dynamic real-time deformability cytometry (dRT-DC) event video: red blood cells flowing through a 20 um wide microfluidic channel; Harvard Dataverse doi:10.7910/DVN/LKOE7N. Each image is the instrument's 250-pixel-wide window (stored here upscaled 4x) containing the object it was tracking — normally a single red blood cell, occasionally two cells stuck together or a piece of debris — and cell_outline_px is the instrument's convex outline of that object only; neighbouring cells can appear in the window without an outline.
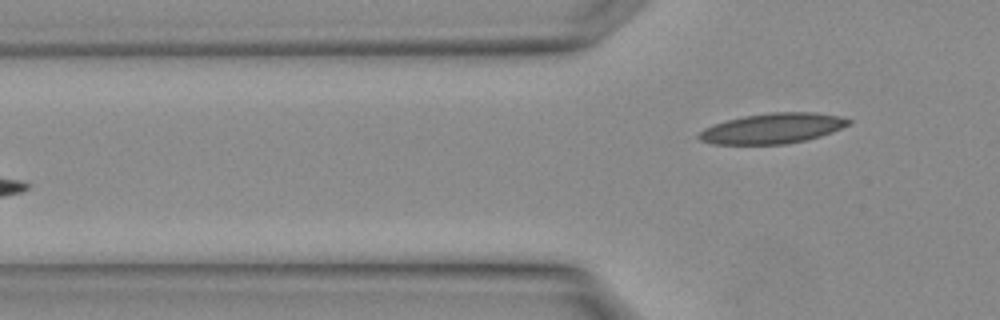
{"species": "Egyptian fruit bat (a non-hibernating species)", "species_latin": "Rousettus aegyptiacus", "temperature_condition": "warm", "stored_images_in_passage": 2, "camera_frame_rate_fps": 3000, "um_per_image_px": 0.085, "animal": {"sex": "female"}, "frame": {"image": 1, "passage_image": 2, "time_ms": 0.333, "image_size_px": [1000, 320], "cell_outline_px": [[852, 120], [848, 124], [832, 132], [820, 136], [788, 144], [712, 144], [700, 140], [696, 136], [704, 128], [712, 124], [744, 116], [772, 112], [812, 112], [840, 116]], "centroid_in_image_um": [65.64, 10.91], "position_along_channel_um": 60.2, "area_um2": 26.3}}